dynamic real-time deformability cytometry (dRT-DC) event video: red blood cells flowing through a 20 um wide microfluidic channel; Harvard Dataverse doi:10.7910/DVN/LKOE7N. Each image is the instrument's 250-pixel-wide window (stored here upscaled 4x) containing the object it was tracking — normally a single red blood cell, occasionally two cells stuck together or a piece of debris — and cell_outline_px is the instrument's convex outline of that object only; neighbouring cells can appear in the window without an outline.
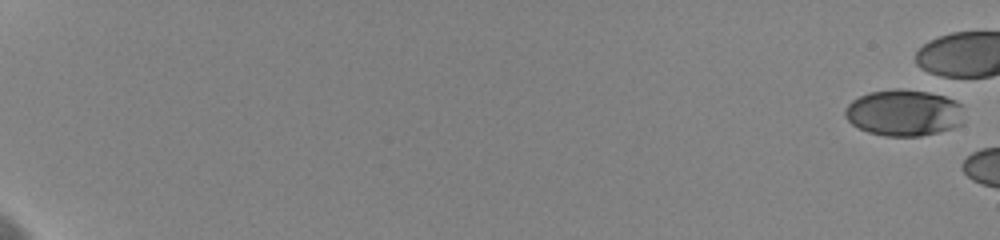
{"species": "human", "species_latin": "Homo sapiens", "temperature_condition": "cold", "stored_images_in_passage": 4, "camera_frame_rate_fps": 3000, "um_per_image_px": 0.085, "donor": {"sex": "female"}, "frame": {"image": 1, "passage_image": 1, "time_ms": 0.0, "image_size_px": [1000, 240], "cell_outline_px": [[960, 124], [952, 128], [920, 136], [884, 136], [868, 132], [852, 124], [844, 116], [844, 108], [852, 100], [868, 92], [892, 88], [900, 88], [928, 92], [944, 96], [956, 100], [960, 104]], "centroid_in_image_um": [76.76, 9.57], "position_along_channel_um": 8.2, "area_um2": 32.08}}